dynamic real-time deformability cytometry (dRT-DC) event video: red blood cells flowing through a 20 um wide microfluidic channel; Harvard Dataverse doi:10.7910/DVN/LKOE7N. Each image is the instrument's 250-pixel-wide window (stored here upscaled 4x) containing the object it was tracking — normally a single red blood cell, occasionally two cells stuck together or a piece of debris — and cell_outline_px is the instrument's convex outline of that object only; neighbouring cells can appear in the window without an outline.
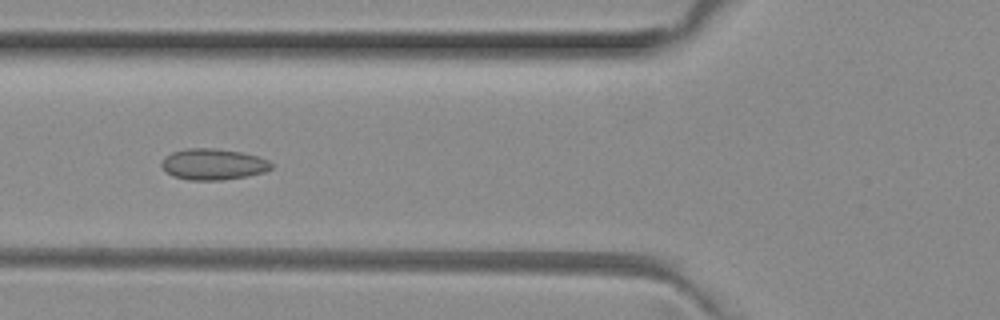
{"species": "common noctule bat (a hibernating species)", "species_latin": "Nyctalus noctula", "temperature_condition": "room temperature", "stored_images_in_passage": 3, "camera_frame_rate_fps": 3000, "um_per_image_px": 0.085, "animal": {"sex": "female", "body_mass_g": 29.2, "forearm_length_mm": 56.3}, "frame": {"image": 1, "passage_image": 3, "time_ms": 0.667, "image_size_px": [1000, 320], "cell_outline_px": [[272, 168], [264, 172], [248, 176], [224, 180], [188, 180], [172, 176], [160, 164], [164, 156], [172, 152], [188, 148], [216, 148], [240, 152], [256, 156], [268, 160], [272, 164]], "centroid_in_image_um": [18.11, 13.96], "position_along_channel_um": 107.7, "area_um2": 19.94}}